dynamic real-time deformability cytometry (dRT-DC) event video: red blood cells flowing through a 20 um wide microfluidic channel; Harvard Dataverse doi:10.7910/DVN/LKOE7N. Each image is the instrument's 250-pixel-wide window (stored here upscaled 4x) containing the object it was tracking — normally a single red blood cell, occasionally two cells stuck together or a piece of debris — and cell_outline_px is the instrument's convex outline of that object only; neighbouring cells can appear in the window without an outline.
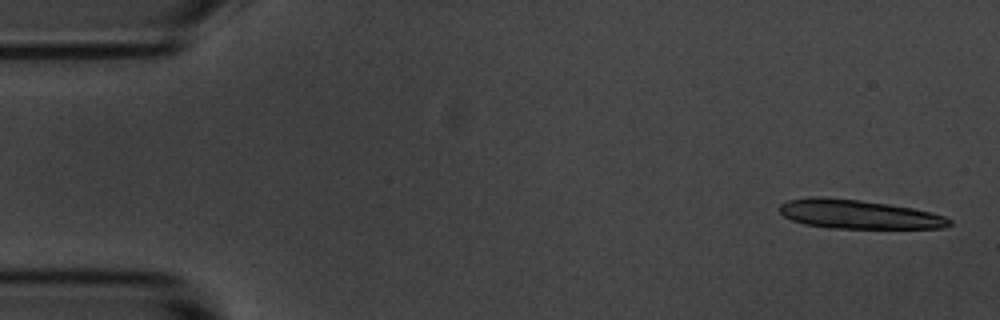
{"species": "common noctule bat (a hibernating species)", "species_latin": "Nyctalus noctula", "temperature_condition": "room temperature", "stored_images_in_passage": 6, "camera_frame_rate_fps": 3000, "um_per_image_px": 0.085, "animal": {"sex": "male", "body_mass_g": 20.1, "forearm_length_mm": 53.5}, "frame": {"image": 1, "passage_image": 1, "time_ms": 0.0, "image_size_px": [1000, 320], "cell_outline_px": [[952, 224], [944, 228], [832, 228], [804, 224], [792, 220], [784, 216], [776, 208], [780, 204], [788, 200], [812, 196], [820, 196], [860, 200], [888, 204], [912, 208], [932, 212], [944, 216], [952, 220]], "centroid_in_image_um": [72.95, 18.21], "position_along_channel_um": 12.0, "area_um2": 28.78}}
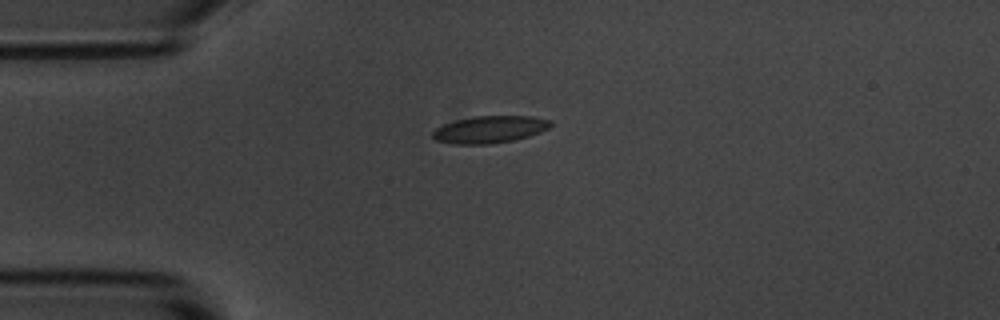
{"frame": {"image": 2, "passage_image": 6, "time_ms": 6.667, "image_size_px": [1000, 320], "cell_outline_px": [[552, 124], [548, 128], [540, 132], [528, 136], [512, 140], [488, 144], [452, 144], [436, 140], [432, 136], [432, 132], [436, 128], [444, 124], [456, 120], [476, 116], [532, 116], [552, 120]], "centroid_in_image_um": [41.62, 11.0], "position_along_channel_um": 43.4, "area_um2": 18.55}}